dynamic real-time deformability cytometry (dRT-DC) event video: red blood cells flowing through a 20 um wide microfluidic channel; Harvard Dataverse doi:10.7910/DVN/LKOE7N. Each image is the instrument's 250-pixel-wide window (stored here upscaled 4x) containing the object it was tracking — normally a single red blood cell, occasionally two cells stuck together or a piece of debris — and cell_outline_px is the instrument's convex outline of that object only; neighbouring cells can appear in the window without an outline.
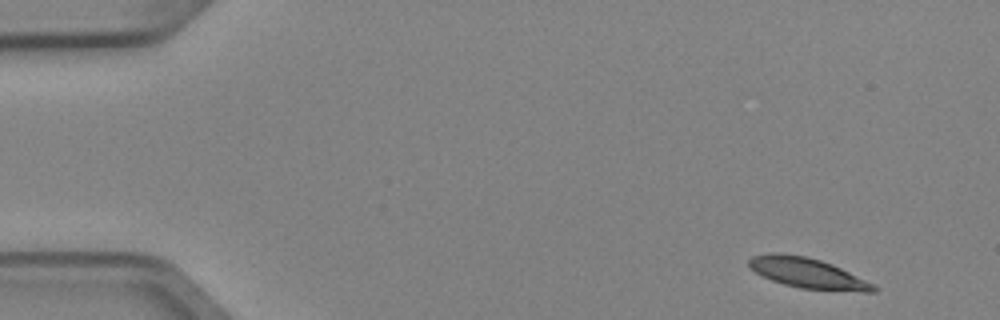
{"species": "Egyptian fruit bat (a non-hibernating species)", "species_latin": "Rousettus aegyptiacus", "temperature_condition": "cold", "stored_images_in_passage": 4, "camera_frame_rate_fps": 3000, "um_per_image_px": 0.085, "animal": {"sex": "female"}, "frame": {"image": 1, "passage_image": 1, "time_ms": 0.0, "image_size_px": [1000, 320], "cell_outline_px": [[880, 288], [876, 292], [864, 292], [800, 288], [784, 284], [772, 280], [756, 272], [748, 264], [748, 260], [752, 256], [768, 252], [780, 252], [808, 256], [832, 264]], "centroid_in_image_um": [68.62, 23.19], "position_along_channel_um": 16.4, "area_um2": 21.85}}
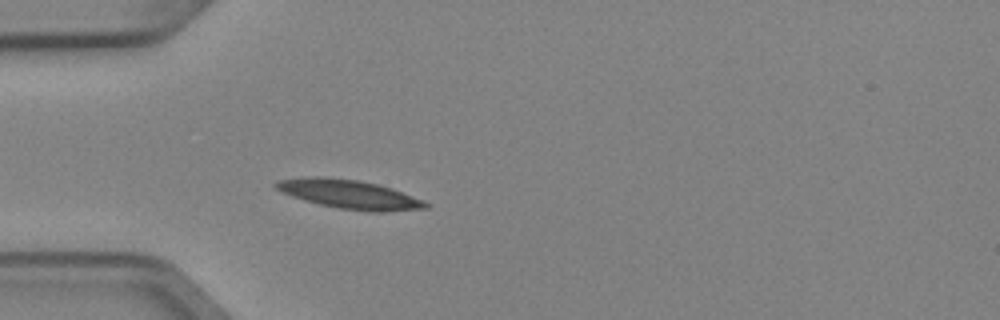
{"frame": {"image": 2, "passage_image": 4, "time_ms": 1.0, "image_size_px": [1000, 320], "cell_outline_px": [[428, 208], [380, 212], [368, 212], [340, 208], [320, 204], [304, 200], [292, 196], [276, 188], [272, 184], [276, 180], [304, 176], [324, 176], [360, 180], [392, 188], [420, 200], [428, 204]], "centroid_in_image_um": [29.62, 16.49], "position_along_channel_um": 55.4, "area_um2": 25.09}}